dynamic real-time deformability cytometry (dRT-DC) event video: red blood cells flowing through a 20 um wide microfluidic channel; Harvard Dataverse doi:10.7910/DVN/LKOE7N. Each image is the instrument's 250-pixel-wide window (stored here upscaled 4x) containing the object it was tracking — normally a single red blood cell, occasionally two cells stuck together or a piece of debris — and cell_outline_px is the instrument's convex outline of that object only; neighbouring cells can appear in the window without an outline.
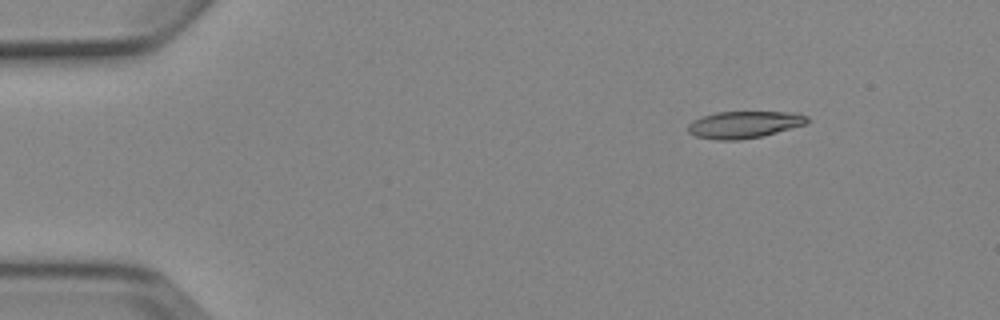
{"species": "Egyptian fruit bat (a non-hibernating species)", "species_latin": "Rousettus aegyptiacus", "temperature_condition": "cold", "stored_images_in_passage": 10, "camera_frame_rate_fps": 3000, "um_per_image_px": 0.085, "animal": {"sex": "female"}, "frame": {"image": 1, "passage_image": 2, "time_ms": 1.0, "image_size_px": [1000, 320], "cell_outline_px": [[808, 124], [760, 136], [736, 140], [716, 140], [696, 136], [688, 132], [688, 124], [692, 120], [716, 112], [800, 112], [808, 116]], "centroid_in_image_um": [63.28, 10.58], "position_along_channel_um": 21.7, "area_um2": 18.73}}
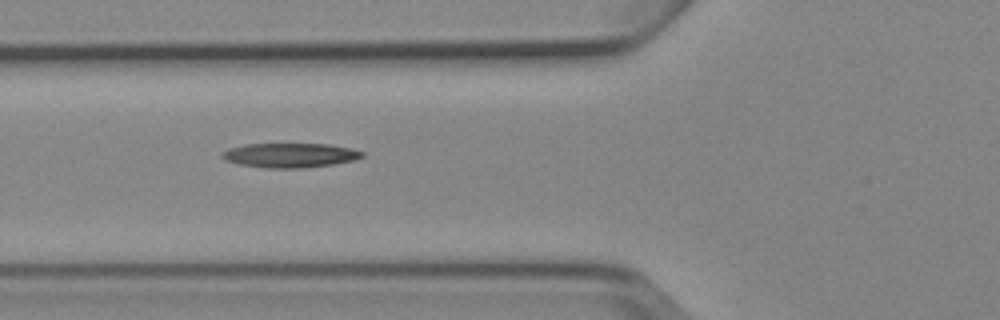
{"frame": {"image": 2, "passage_image": 5, "time_ms": 5.333, "image_size_px": [1000, 320], "cell_outline_px": [[364, 156], [352, 160], [332, 164], [304, 168], [264, 168], [240, 164], [224, 160], [220, 156], [228, 148], [244, 144], [328, 144], [352, 148], [364, 152]], "centroid_in_image_um": [24.63, 13.19], "position_along_channel_um": 101.2, "area_um2": 19.94}}
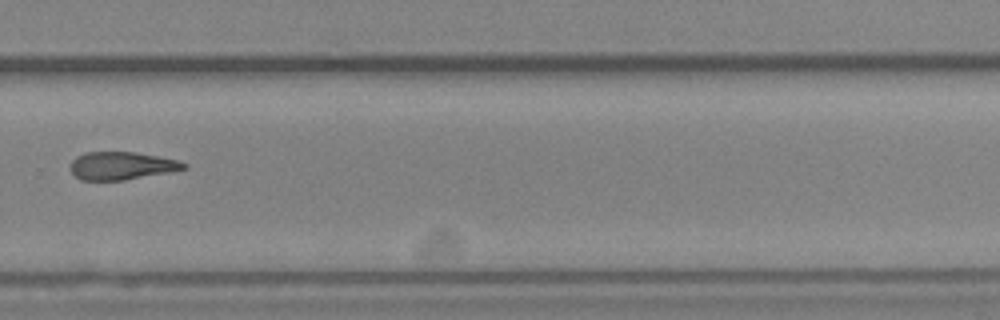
{"frame": {"image": 3, "passage_image": 10, "time_ms": 11.0, "image_size_px": [1000, 320], "cell_outline_px": [[188, 168], [168, 172], [124, 180], [80, 180], [68, 168], [72, 160], [76, 156], [84, 152], [136, 152], [160, 156], [176, 160], [188, 164]], "centroid_in_image_um": [10.31, 14.08], "position_along_channel_um": 319.5, "area_um2": 18.5}}